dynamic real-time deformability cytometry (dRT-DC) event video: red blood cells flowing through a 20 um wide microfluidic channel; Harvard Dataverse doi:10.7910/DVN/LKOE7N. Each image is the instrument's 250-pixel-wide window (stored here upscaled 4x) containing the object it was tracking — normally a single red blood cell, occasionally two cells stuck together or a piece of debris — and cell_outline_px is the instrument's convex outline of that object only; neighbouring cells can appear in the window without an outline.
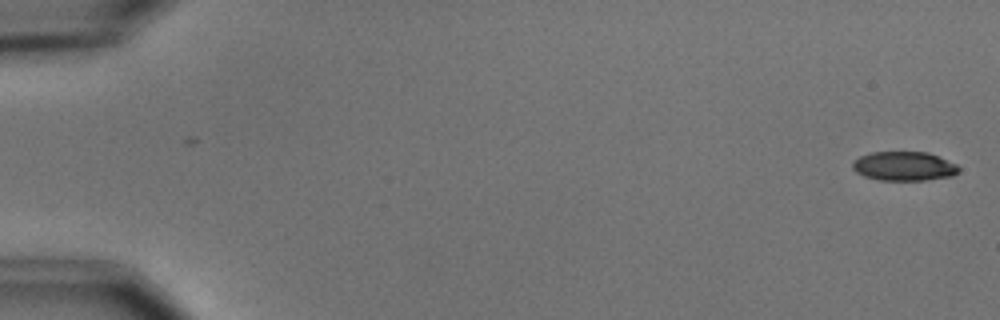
{"species": "common noctule bat (a hibernating species)", "species_latin": "Nyctalus noctula", "temperature_condition": "cold", "stored_images_in_passage": 5, "camera_frame_rate_fps": 3000, "um_per_image_px": 0.085, "animal": {"sex": "male", "body_mass_g": 15.6}, "frame": {"image": 1, "passage_image": 1, "time_ms": 0.0, "image_size_px": [1000, 320], "cell_outline_px": [[960, 172], [952, 176], [924, 180], [880, 180], [864, 176], [856, 172], [852, 168], [852, 164], [860, 156], [872, 152], [928, 152], [956, 164], [960, 168]], "centroid_in_image_um": [76.86, 14.13], "position_along_channel_um": 8.1, "area_um2": 17.98}}
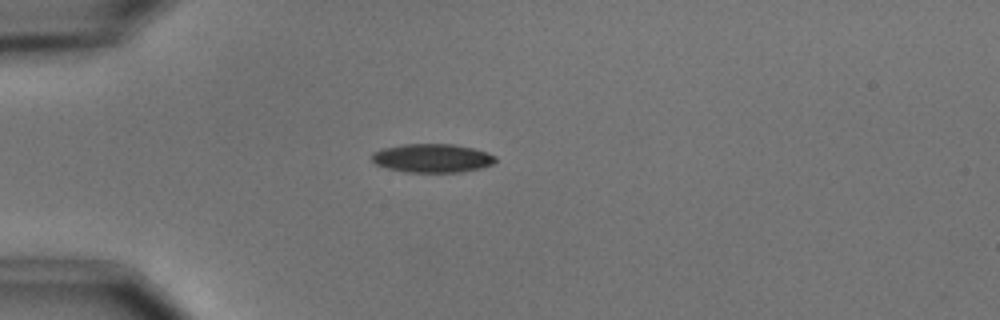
{"frame": {"image": 2, "passage_image": 5, "time_ms": 4.667, "image_size_px": [1000, 320], "cell_outline_px": [[496, 160], [492, 164], [480, 168], [460, 172], [408, 172], [388, 168], [376, 164], [372, 160], [372, 152], [384, 148], [404, 144], [452, 144], [472, 148], [496, 156]], "centroid_in_image_um": [36.73, 13.44], "position_along_channel_um": 48.3, "area_um2": 20.4}}